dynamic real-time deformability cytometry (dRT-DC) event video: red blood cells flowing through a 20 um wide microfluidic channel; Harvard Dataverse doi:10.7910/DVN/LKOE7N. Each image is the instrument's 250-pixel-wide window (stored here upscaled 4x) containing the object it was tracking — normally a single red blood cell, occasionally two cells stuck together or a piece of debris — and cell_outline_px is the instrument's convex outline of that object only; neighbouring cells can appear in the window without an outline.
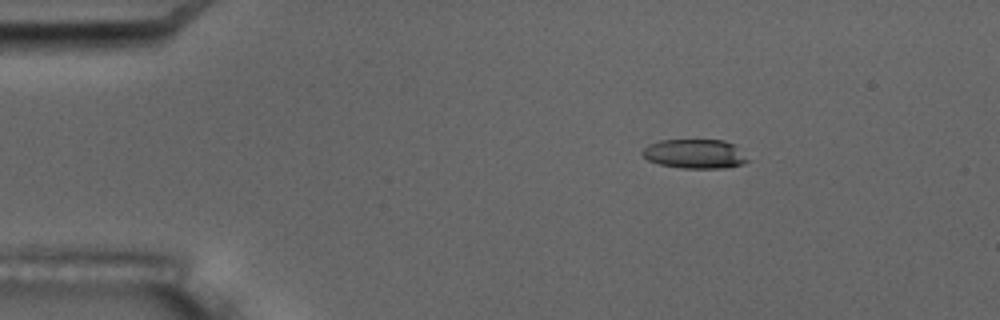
{"species": "common noctule bat (a hibernating species)", "species_latin": "Nyctalus noctula", "temperature_condition": "room temperature", "stored_images_in_passage": 6, "camera_frame_rate_fps": 3000, "um_per_image_px": 0.085, "animal": {"sex": "male", "body_mass_g": 17.5, "forearm_length_mm": 52.3}, "frame": {"image": 1, "passage_image": 3, "time_ms": 2.333, "image_size_px": [1000, 320], "cell_outline_px": [[748, 160], [744, 164], [724, 168], [680, 168], [660, 164], [648, 160], [640, 152], [648, 144], [660, 140], [724, 140], [736, 144]], "centroid_in_image_um": [59.06, 13.07], "position_along_channel_um": 25.9, "area_um2": 18.03}}